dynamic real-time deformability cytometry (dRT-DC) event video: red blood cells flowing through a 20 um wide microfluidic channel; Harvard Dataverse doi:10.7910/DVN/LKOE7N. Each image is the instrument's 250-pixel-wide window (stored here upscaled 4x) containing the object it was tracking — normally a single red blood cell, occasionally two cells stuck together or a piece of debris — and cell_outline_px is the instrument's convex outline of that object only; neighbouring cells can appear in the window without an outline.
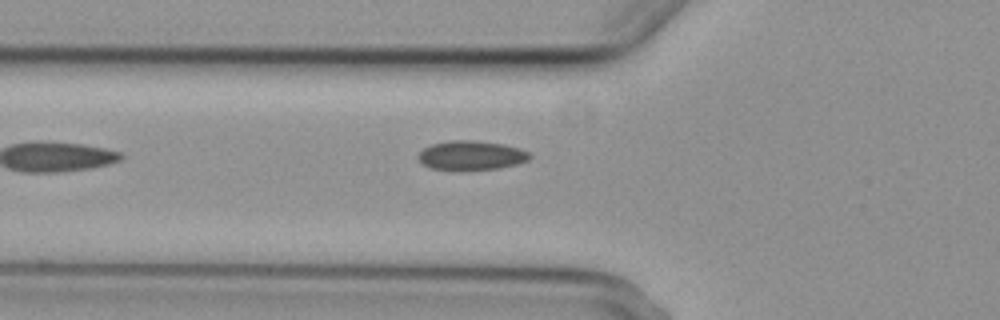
{"species": "common noctule bat (a hibernating species)", "species_latin": "Nyctalus noctula", "temperature_condition": "cold", "stored_images_in_passage": 4, "camera_frame_rate_fps": 3000, "um_per_image_px": 0.085, "animal": {"sex": "female", "body_mass_g": 29.2, "forearm_length_mm": 56.3}, "frame": {"image": 1, "passage_image": 4, "time_ms": 4.333, "image_size_px": [1000, 320], "cell_outline_px": [[532, 156], [528, 160], [516, 164], [500, 168], [460, 172], [456, 172], [428, 168], [416, 156], [424, 148], [432, 144], [448, 140], [476, 140], [504, 144], [520, 148], [528, 152]], "centroid_in_image_um": [40.03, 13.23], "position_along_channel_um": 85.8, "area_um2": 19.65}}